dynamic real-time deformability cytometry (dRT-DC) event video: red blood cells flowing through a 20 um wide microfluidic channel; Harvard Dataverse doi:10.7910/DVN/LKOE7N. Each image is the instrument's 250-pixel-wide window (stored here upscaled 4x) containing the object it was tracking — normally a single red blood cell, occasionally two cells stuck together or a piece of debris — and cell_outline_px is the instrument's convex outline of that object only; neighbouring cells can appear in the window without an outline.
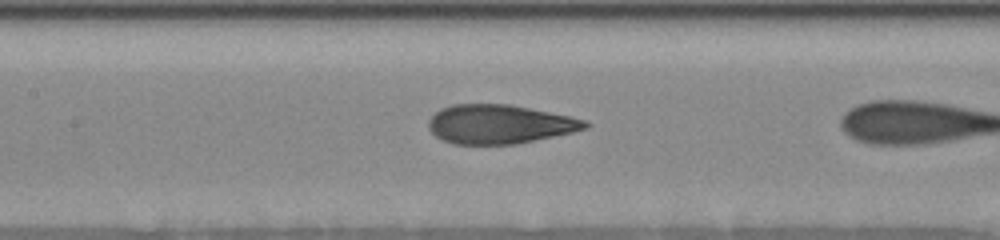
{"species": "human", "species_latin": "Homo sapiens", "temperature_condition": "room temperature", "stored_images_in_passage": 21, "camera_frame_rate_fps": 3000, "um_per_image_px": 0.085, "donor": {"sex": "female"}, "frame": {"image": 1, "passage_image": 6, "time_ms": 4.333, "image_size_px": [1000, 240], "cell_outline_px": [[592, 124], [588, 128], [572, 132], [516, 144], [452, 144], [440, 140], [428, 128], [428, 120], [440, 108], [452, 104], [508, 104], [568, 116], [584, 120]], "centroid_in_image_um": [42.41, 10.56], "position_along_channel_um": 165.0, "area_um2": 35.49}}
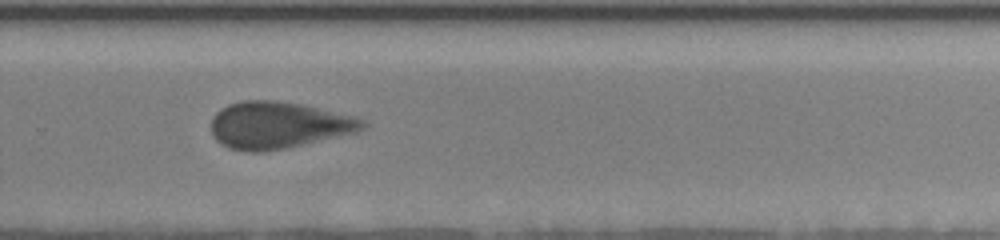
{"frame": {"image": 2, "passage_image": 11, "time_ms": 8.667, "image_size_px": [1000, 240], "cell_outline_px": [[368, 124], [364, 128], [356, 132], [284, 148], [264, 152], [244, 152], [228, 148], [220, 144], [212, 136], [212, 120], [216, 112], [220, 108], [228, 104], [244, 100], [276, 100], [300, 104], [356, 116], [364, 120]], "centroid_in_image_um": [23.63, 10.64], "position_along_channel_um": 306.2, "area_um2": 41.38}}
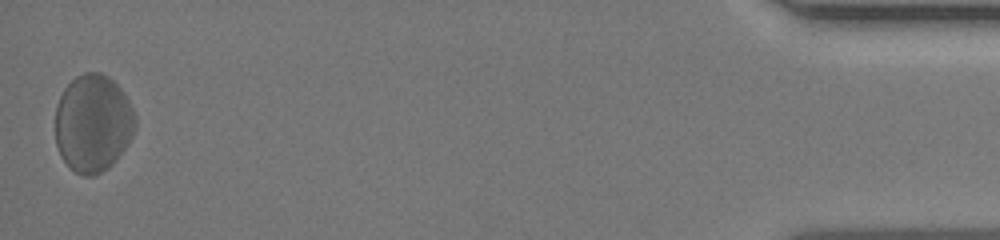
{"frame": {"image": 3, "passage_image": 21, "time_ms": 13.667, "image_size_px": [1000, 240], "cell_outline_px": [[136, 128], [128, 144], [116, 160], [108, 168], [92, 176], [84, 176], [76, 172], [60, 156], [56, 144], [56, 104], [64, 88], [76, 76], [84, 72], [100, 72], [108, 76], [120, 88], [128, 100], [136, 116]], "centroid_in_image_um": [7.91, 10.47], "position_along_channel_um": 427.3, "area_um2": 45.6}}